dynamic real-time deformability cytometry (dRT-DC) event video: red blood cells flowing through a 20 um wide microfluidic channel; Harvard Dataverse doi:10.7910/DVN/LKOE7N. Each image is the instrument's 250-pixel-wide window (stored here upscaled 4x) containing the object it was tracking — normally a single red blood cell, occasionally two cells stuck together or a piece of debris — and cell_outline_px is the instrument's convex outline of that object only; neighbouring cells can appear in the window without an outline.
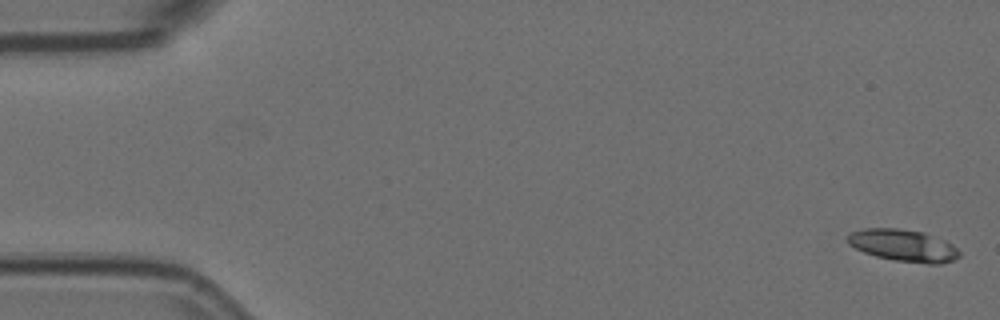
{"species": "Egyptian fruit bat (a non-hibernating species)", "species_latin": "Rousettus aegyptiacus", "temperature_condition": "room temperature", "stored_images_in_passage": 6, "camera_frame_rate_fps": 3000, "um_per_image_px": 0.085, "animal": {"sex": "female"}, "frame": {"image": 1, "passage_image": 1, "time_ms": 0.0, "image_size_px": [1000, 320], "cell_outline_px": [[960, 256], [952, 260], [940, 264], [928, 264], [896, 260], [876, 256], [864, 252], [848, 244], [848, 236], [852, 232], [864, 228], [896, 228], [924, 232], [944, 240], [952, 244], [960, 252]], "centroid_in_image_um": [76.8, 20.86], "position_along_channel_um": 8.2, "area_um2": 20.69}}
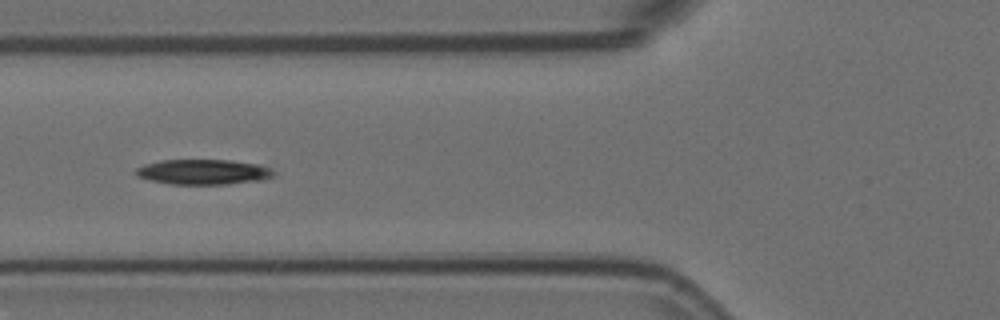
{"frame": {"image": 2, "passage_image": 6, "time_ms": 1.667, "image_size_px": [1000, 320], "cell_outline_px": [[276, 176], [264, 180], [228, 184], [172, 184], [148, 180], [136, 176], [136, 168], [144, 164], [160, 160], [228, 160], [256, 164], [272, 168], [276, 172]], "centroid_in_image_um": [17.31, 14.62], "position_along_channel_um": 108.5, "area_um2": 20.4}}